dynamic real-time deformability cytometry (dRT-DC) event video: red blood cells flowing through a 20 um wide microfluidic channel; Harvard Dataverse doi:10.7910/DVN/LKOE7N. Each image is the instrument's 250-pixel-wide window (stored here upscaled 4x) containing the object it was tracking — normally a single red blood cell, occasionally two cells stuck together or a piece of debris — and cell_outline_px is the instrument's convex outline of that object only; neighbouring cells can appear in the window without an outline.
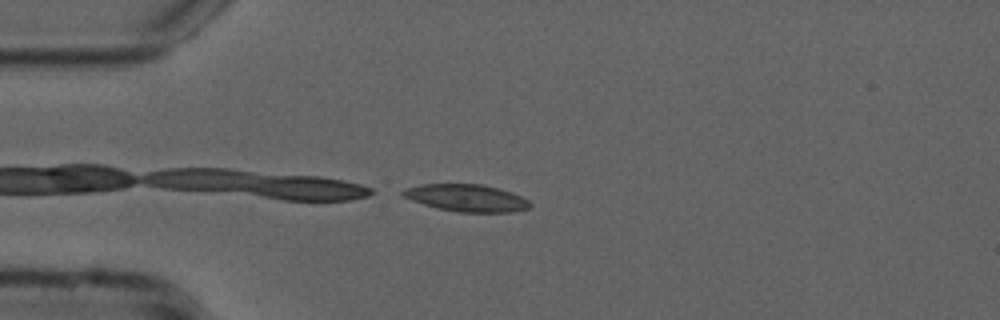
{"species": "common noctule bat (a hibernating species)", "species_latin": "Nyctalus noctula", "temperature_condition": "cold", "stored_images_in_passage": 13, "camera_frame_rate_fps": 3000, "um_per_image_px": 0.085, "animal": {"sex": "male", "forearm_length_mm": 52.5}, "frame": {"image": 1, "passage_image": 13, "time_ms": 4.0, "image_size_px": [1000, 320], "cell_outline_px": [[532, 204], [528, 208], [512, 212], [456, 212], [424, 204], [412, 200], [404, 196], [400, 192], [408, 188], [420, 184], [484, 184], [512, 192], [528, 200]], "centroid_in_image_um": [39.69, 16.82], "position_along_channel_um": 45.3, "area_um2": 19.94}}